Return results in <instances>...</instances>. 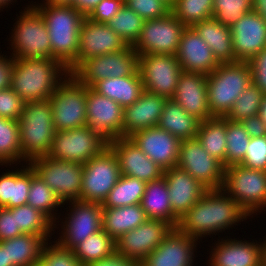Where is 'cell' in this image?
Returning <instances> with one entry per match:
<instances>
[{
  "mask_svg": "<svg viewBox=\"0 0 266 266\" xmlns=\"http://www.w3.org/2000/svg\"><path fill=\"white\" fill-rule=\"evenodd\" d=\"M138 72L145 91L172 98L182 72L176 55H138Z\"/></svg>",
  "mask_w": 266,
  "mask_h": 266,
  "instance_id": "obj_14",
  "label": "cell"
},
{
  "mask_svg": "<svg viewBox=\"0 0 266 266\" xmlns=\"http://www.w3.org/2000/svg\"><path fill=\"white\" fill-rule=\"evenodd\" d=\"M1 243L7 249L9 266H30L40 261L42 248L48 242L40 235L22 234Z\"/></svg>",
  "mask_w": 266,
  "mask_h": 266,
  "instance_id": "obj_34",
  "label": "cell"
},
{
  "mask_svg": "<svg viewBox=\"0 0 266 266\" xmlns=\"http://www.w3.org/2000/svg\"><path fill=\"white\" fill-rule=\"evenodd\" d=\"M258 115L262 122L266 125V94L263 95Z\"/></svg>",
  "mask_w": 266,
  "mask_h": 266,
  "instance_id": "obj_60",
  "label": "cell"
},
{
  "mask_svg": "<svg viewBox=\"0 0 266 266\" xmlns=\"http://www.w3.org/2000/svg\"><path fill=\"white\" fill-rule=\"evenodd\" d=\"M252 83L248 62L221 63L207 75L208 104L214 117H226L236 99Z\"/></svg>",
  "mask_w": 266,
  "mask_h": 266,
  "instance_id": "obj_5",
  "label": "cell"
},
{
  "mask_svg": "<svg viewBox=\"0 0 266 266\" xmlns=\"http://www.w3.org/2000/svg\"><path fill=\"white\" fill-rule=\"evenodd\" d=\"M73 208L67 214L69 217L62 227L63 236L58 239V244L65 249L72 250L90 235L102 230V205L100 203L71 201ZM66 226V227H65Z\"/></svg>",
  "mask_w": 266,
  "mask_h": 266,
  "instance_id": "obj_18",
  "label": "cell"
},
{
  "mask_svg": "<svg viewBox=\"0 0 266 266\" xmlns=\"http://www.w3.org/2000/svg\"><path fill=\"white\" fill-rule=\"evenodd\" d=\"M27 204L44 213L53 223L56 217L53 216L56 206L62 204L51 188L35 173L31 167V186L28 193ZM55 217V218H53ZM55 219V220H54Z\"/></svg>",
  "mask_w": 266,
  "mask_h": 266,
  "instance_id": "obj_40",
  "label": "cell"
},
{
  "mask_svg": "<svg viewBox=\"0 0 266 266\" xmlns=\"http://www.w3.org/2000/svg\"><path fill=\"white\" fill-rule=\"evenodd\" d=\"M244 167L266 171V136L251 137L244 160Z\"/></svg>",
  "mask_w": 266,
  "mask_h": 266,
  "instance_id": "obj_49",
  "label": "cell"
},
{
  "mask_svg": "<svg viewBox=\"0 0 266 266\" xmlns=\"http://www.w3.org/2000/svg\"><path fill=\"white\" fill-rule=\"evenodd\" d=\"M30 266H44L43 263L41 261L35 263V264H32Z\"/></svg>",
  "mask_w": 266,
  "mask_h": 266,
  "instance_id": "obj_64",
  "label": "cell"
},
{
  "mask_svg": "<svg viewBox=\"0 0 266 266\" xmlns=\"http://www.w3.org/2000/svg\"><path fill=\"white\" fill-rule=\"evenodd\" d=\"M172 229L173 227L165 221L147 219L115 241L116 253L141 263L162 243Z\"/></svg>",
  "mask_w": 266,
  "mask_h": 266,
  "instance_id": "obj_16",
  "label": "cell"
},
{
  "mask_svg": "<svg viewBox=\"0 0 266 266\" xmlns=\"http://www.w3.org/2000/svg\"><path fill=\"white\" fill-rule=\"evenodd\" d=\"M176 56L182 71L186 72L207 76L220 65L211 48L192 27H186L182 32Z\"/></svg>",
  "mask_w": 266,
  "mask_h": 266,
  "instance_id": "obj_25",
  "label": "cell"
},
{
  "mask_svg": "<svg viewBox=\"0 0 266 266\" xmlns=\"http://www.w3.org/2000/svg\"><path fill=\"white\" fill-rule=\"evenodd\" d=\"M138 72V53L132 46L106 55L85 59L71 74L83 85L92 87L110 77L133 76Z\"/></svg>",
  "mask_w": 266,
  "mask_h": 266,
  "instance_id": "obj_11",
  "label": "cell"
},
{
  "mask_svg": "<svg viewBox=\"0 0 266 266\" xmlns=\"http://www.w3.org/2000/svg\"><path fill=\"white\" fill-rule=\"evenodd\" d=\"M226 117H213L201 121L197 139L203 148L225 167L226 157Z\"/></svg>",
  "mask_w": 266,
  "mask_h": 266,
  "instance_id": "obj_36",
  "label": "cell"
},
{
  "mask_svg": "<svg viewBox=\"0 0 266 266\" xmlns=\"http://www.w3.org/2000/svg\"><path fill=\"white\" fill-rule=\"evenodd\" d=\"M120 176L118 159L108 147L83 165L80 200L102 204Z\"/></svg>",
  "mask_w": 266,
  "mask_h": 266,
  "instance_id": "obj_12",
  "label": "cell"
},
{
  "mask_svg": "<svg viewBox=\"0 0 266 266\" xmlns=\"http://www.w3.org/2000/svg\"><path fill=\"white\" fill-rule=\"evenodd\" d=\"M252 9L253 0H213L212 17L230 27Z\"/></svg>",
  "mask_w": 266,
  "mask_h": 266,
  "instance_id": "obj_46",
  "label": "cell"
},
{
  "mask_svg": "<svg viewBox=\"0 0 266 266\" xmlns=\"http://www.w3.org/2000/svg\"><path fill=\"white\" fill-rule=\"evenodd\" d=\"M109 142L87 126L56 131L47 157L85 164L100 155Z\"/></svg>",
  "mask_w": 266,
  "mask_h": 266,
  "instance_id": "obj_9",
  "label": "cell"
},
{
  "mask_svg": "<svg viewBox=\"0 0 266 266\" xmlns=\"http://www.w3.org/2000/svg\"><path fill=\"white\" fill-rule=\"evenodd\" d=\"M24 101L11 87L0 90V117L19 120L24 107Z\"/></svg>",
  "mask_w": 266,
  "mask_h": 266,
  "instance_id": "obj_50",
  "label": "cell"
},
{
  "mask_svg": "<svg viewBox=\"0 0 266 266\" xmlns=\"http://www.w3.org/2000/svg\"><path fill=\"white\" fill-rule=\"evenodd\" d=\"M43 17L51 42L52 56L70 71L76 69L79 31L84 16L72 5H32ZM44 6V7H43Z\"/></svg>",
  "mask_w": 266,
  "mask_h": 266,
  "instance_id": "obj_3",
  "label": "cell"
},
{
  "mask_svg": "<svg viewBox=\"0 0 266 266\" xmlns=\"http://www.w3.org/2000/svg\"><path fill=\"white\" fill-rule=\"evenodd\" d=\"M18 122L22 160L46 157L56 132L50 100L24 103Z\"/></svg>",
  "mask_w": 266,
  "mask_h": 266,
  "instance_id": "obj_4",
  "label": "cell"
},
{
  "mask_svg": "<svg viewBox=\"0 0 266 266\" xmlns=\"http://www.w3.org/2000/svg\"><path fill=\"white\" fill-rule=\"evenodd\" d=\"M148 218L140 204L102 208V230L114 241L125 233L137 228Z\"/></svg>",
  "mask_w": 266,
  "mask_h": 266,
  "instance_id": "obj_31",
  "label": "cell"
},
{
  "mask_svg": "<svg viewBox=\"0 0 266 266\" xmlns=\"http://www.w3.org/2000/svg\"><path fill=\"white\" fill-rule=\"evenodd\" d=\"M163 176L167 182L173 213L179 219L207 191L196 179L177 166L165 169Z\"/></svg>",
  "mask_w": 266,
  "mask_h": 266,
  "instance_id": "obj_27",
  "label": "cell"
},
{
  "mask_svg": "<svg viewBox=\"0 0 266 266\" xmlns=\"http://www.w3.org/2000/svg\"><path fill=\"white\" fill-rule=\"evenodd\" d=\"M167 99L144 90L132 105L124 108L123 138L158 126Z\"/></svg>",
  "mask_w": 266,
  "mask_h": 266,
  "instance_id": "obj_26",
  "label": "cell"
},
{
  "mask_svg": "<svg viewBox=\"0 0 266 266\" xmlns=\"http://www.w3.org/2000/svg\"><path fill=\"white\" fill-rule=\"evenodd\" d=\"M165 1L168 2L170 5H172L175 0H165Z\"/></svg>",
  "mask_w": 266,
  "mask_h": 266,
  "instance_id": "obj_65",
  "label": "cell"
},
{
  "mask_svg": "<svg viewBox=\"0 0 266 266\" xmlns=\"http://www.w3.org/2000/svg\"><path fill=\"white\" fill-rule=\"evenodd\" d=\"M19 17L10 40L13 57L55 59L52 56L51 42L42 15L33 6H28Z\"/></svg>",
  "mask_w": 266,
  "mask_h": 266,
  "instance_id": "obj_8",
  "label": "cell"
},
{
  "mask_svg": "<svg viewBox=\"0 0 266 266\" xmlns=\"http://www.w3.org/2000/svg\"><path fill=\"white\" fill-rule=\"evenodd\" d=\"M140 205L148 219L162 220L177 227L179 218L173 213L164 176L146 184Z\"/></svg>",
  "mask_w": 266,
  "mask_h": 266,
  "instance_id": "obj_30",
  "label": "cell"
},
{
  "mask_svg": "<svg viewBox=\"0 0 266 266\" xmlns=\"http://www.w3.org/2000/svg\"><path fill=\"white\" fill-rule=\"evenodd\" d=\"M252 83L266 94V47L248 61Z\"/></svg>",
  "mask_w": 266,
  "mask_h": 266,
  "instance_id": "obj_52",
  "label": "cell"
},
{
  "mask_svg": "<svg viewBox=\"0 0 266 266\" xmlns=\"http://www.w3.org/2000/svg\"><path fill=\"white\" fill-rule=\"evenodd\" d=\"M146 184V182L137 178L121 174L119 180L101 204L102 208H116L140 204Z\"/></svg>",
  "mask_w": 266,
  "mask_h": 266,
  "instance_id": "obj_38",
  "label": "cell"
},
{
  "mask_svg": "<svg viewBox=\"0 0 266 266\" xmlns=\"http://www.w3.org/2000/svg\"><path fill=\"white\" fill-rule=\"evenodd\" d=\"M212 250L211 266H261L262 245L255 242L227 239Z\"/></svg>",
  "mask_w": 266,
  "mask_h": 266,
  "instance_id": "obj_28",
  "label": "cell"
},
{
  "mask_svg": "<svg viewBox=\"0 0 266 266\" xmlns=\"http://www.w3.org/2000/svg\"><path fill=\"white\" fill-rule=\"evenodd\" d=\"M87 266H141L137 261L129 260L114 253L112 256L104 258L102 260L92 262Z\"/></svg>",
  "mask_w": 266,
  "mask_h": 266,
  "instance_id": "obj_56",
  "label": "cell"
},
{
  "mask_svg": "<svg viewBox=\"0 0 266 266\" xmlns=\"http://www.w3.org/2000/svg\"><path fill=\"white\" fill-rule=\"evenodd\" d=\"M185 28L186 26L172 13L164 17L146 20L140 37L132 47L138 55H176Z\"/></svg>",
  "mask_w": 266,
  "mask_h": 266,
  "instance_id": "obj_15",
  "label": "cell"
},
{
  "mask_svg": "<svg viewBox=\"0 0 266 266\" xmlns=\"http://www.w3.org/2000/svg\"><path fill=\"white\" fill-rule=\"evenodd\" d=\"M31 186V166L0 176V207L14 208L27 204Z\"/></svg>",
  "mask_w": 266,
  "mask_h": 266,
  "instance_id": "obj_35",
  "label": "cell"
},
{
  "mask_svg": "<svg viewBox=\"0 0 266 266\" xmlns=\"http://www.w3.org/2000/svg\"><path fill=\"white\" fill-rule=\"evenodd\" d=\"M250 137L266 136V125L259 115L248 117L240 122Z\"/></svg>",
  "mask_w": 266,
  "mask_h": 266,
  "instance_id": "obj_54",
  "label": "cell"
},
{
  "mask_svg": "<svg viewBox=\"0 0 266 266\" xmlns=\"http://www.w3.org/2000/svg\"><path fill=\"white\" fill-rule=\"evenodd\" d=\"M22 234L16 229V214H12V208L0 207V242Z\"/></svg>",
  "mask_w": 266,
  "mask_h": 266,
  "instance_id": "obj_53",
  "label": "cell"
},
{
  "mask_svg": "<svg viewBox=\"0 0 266 266\" xmlns=\"http://www.w3.org/2000/svg\"><path fill=\"white\" fill-rule=\"evenodd\" d=\"M13 0H0V8H3L5 5H8Z\"/></svg>",
  "mask_w": 266,
  "mask_h": 266,
  "instance_id": "obj_63",
  "label": "cell"
},
{
  "mask_svg": "<svg viewBox=\"0 0 266 266\" xmlns=\"http://www.w3.org/2000/svg\"><path fill=\"white\" fill-rule=\"evenodd\" d=\"M35 173L51 188L58 199L80 200L83 164L41 157L28 163Z\"/></svg>",
  "mask_w": 266,
  "mask_h": 266,
  "instance_id": "obj_10",
  "label": "cell"
},
{
  "mask_svg": "<svg viewBox=\"0 0 266 266\" xmlns=\"http://www.w3.org/2000/svg\"><path fill=\"white\" fill-rule=\"evenodd\" d=\"M263 95V91L251 83L236 99L226 118L233 122H241L248 117L258 115Z\"/></svg>",
  "mask_w": 266,
  "mask_h": 266,
  "instance_id": "obj_45",
  "label": "cell"
},
{
  "mask_svg": "<svg viewBox=\"0 0 266 266\" xmlns=\"http://www.w3.org/2000/svg\"><path fill=\"white\" fill-rule=\"evenodd\" d=\"M0 266H9L7 249H5V247L1 242H0Z\"/></svg>",
  "mask_w": 266,
  "mask_h": 266,
  "instance_id": "obj_59",
  "label": "cell"
},
{
  "mask_svg": "<svg viewBox=\"0 0 266 266\" xmlns=\"http://www.w3.org/2000/svg\"><path fill=\"white\" fill-rule=\"evenodd\" d=\"M86 126L108 142L123 138L124 108L114 100L87 87Z\"/></svg>",
  "mask_w": 266,
  "mask_h": 266,
  "instance_id": "obj_17",
  "label": "cell"
},
{
  "mask_svg": "<svg viewBox=\"0 0 266 266\" xmlns=\"http://www.w3.org/2000/svg\"><path fill=\"white\" fill-rule=\"evenodd\" d=\"M230 30L237 62H248L266 47V23L256 12L246 13Z\"/></svg>",
  "mask_w": 266,
  "mask_h": 266,
  "instance_id": "obj_21",
  "label": "cell"
},
{
  "mask_svg": "<svg viewBox=\"0 0 266 266\" xmlns=\"http://www.w3.org/2000/svg\"><path fill=\"white\" fill-rule=\"evenodd\" d=\"M126 42L107 23L84 17L79 31V48L76 68L88 58L106 55L126 49Z\"/></svg>",
  "mask_w": 266,
  "mask_h": 266,
  "instance_id": "obj_19",
  "label": "cell"
},
{
  "mask_svg": "<svg viewBox=\"0 0 266 266\" xmlns=\"http://www.w3.org/2000/svg\"><path fill=\"white\" fill-rule=\"evenodd\" d=\"M196 241L198 240L173 228L162 243L140 264L141 266H192Z\"/></svg>",
  "mask_w": 266,
  "mask_h": 266,
  "instance_id": "obj_24",
  "label": "cell"
},
{
  "mask_svg": "<svg viewBox=\"0 0 266 266\" xmlns=\"http://www.w3.org/2000/svg\"><path fill=\"white\" fill-rule=\"evenodd\" d=\"M250 138L240 122H233L226 118L225 167L240 164L244 160Z\"/></svg>",
  "mask_w": 266,
  "mask_h": 266,
  "instance_id": "obj_44",
  "label": "cell"
},
{
  "mask_svg": "<svg viewBox=\"0 0 266 266\" xmlns=\"http://www.w3.org/2000/svg\"><path fill=\"white\" fill-rule=\"evenodd\" d=\"M145 20L127 5L107 25L118 34L128 46H133L140 37Z\"/></svg>",
  "mask_w": 266,
  "mask_h": 266,
  "instance_id": "obj_41",
  "label": "cell"
},
{
  "mask_svg": "<svg viewBox=\"0 0 266 266\" xmlns=\"http://www.w3.org/2000/svg\"><path fill=\"white\" fill-rule=\"evenodd\" d=\"M91 88L123 108L132 105L144 91L139 72L133 76L110 77L96 82Z\"/></svg>",
  "mask_w": 266,
  "mask_h": 266,
  "instance_id": "obj_32",
  "label": "cell"
},
{
  "mask_svg": "<svg viewBox=\"0 0 266 266\" xmlns=\"http://www.w3.org/2000/svg\"><path fill=\"white\" fill-rule=\"evenodd\" d=\"M130 139L164 170L176 167L181 140L158 126L139 131Z\"/></svg>",
  "mask_w": 266,
  "mask_h": 266,
  "instance_id": "obj_22",
  "label": "cell"
},
{
  "mask_svg": "<svg viewBox=\"0 0 266 266\" xmlns=\"http://www.w3.org/2000/svg\"><path fill=\"white\" fill-rule=\"evenodd\" d=\"M221 189L250 216L266 206V171L241 164L227 166Z\"/></svg>",
  "mask_w": 266,
  "mask_h": 266,
  "instance_id": "obj_6",
  "label": "cell"
},
{
  "mask_svg": "<svg viewBox=\"0 0 266 266\" xmlns=\"http://www.w3.org/2000/svg\"><path fill=\"white\" fill-rule=\"evenodd\" d=\"M192 28L211 48L214 57L220 64L237 62L230 27L222 25L214 17H211L196 23Z\"/></svg>",
  "mask_w": 266,
  "mask_h": 266,
  "instance_id": "obj_29",
  "label": "cell"
},
{
  "mask_svg": "<svg viewBox=\"0 0 266 266\" xmlns=\"http://www.w3.org/2000/svg\"><path fill=\"white\" fill-rule=\"evenodd\" d=\"M124 4L145 21L164 17L171 13V5L165 0H124Z\"/></svg>",
  "mask_w": 266,
  "mask_h": 266,
  "instance_id": "obj_47",
  "label": "cell"
},
{
  "mask_svg": "<svg viewBox=\"0 0 266 266\" xmlns=\"http://www.w3.org/2000/svg\"><path fill=\"white\" fill-rule=\"evenodd\" d=\"M123 5L124 0H101L87 18L95 22L107 23L118 14Z\"/></svg>",
  "mask_w": 266,
  "mask_h": 266,
  "instance_id": "obj_51",
  "label": "cell"
},
{
  "mask_svg": "<svg viewBox=\"0 0 266 266\" xmlns=\"http://www.w3.org/2000/svg\"><path fill=\"white\" fill-rule=\"evenodd\" d=\"M22 161L19 141V122L0 117V163L13 164Z\"/></svg>",
  "mask_w": 266,
  "mask_h": 266,
  "instance_id": "obj_43",
  "label": "cell"
},
{
  "mask_svg": "<svg viewBox=\"0 0 266 266\" xmlns=\"http://www.w3.org/2000/svg\"><path fill=\"white\" fill-rule=\"evenodd\" d=\"M253 12H256L266 23V0H253Z\"/></svg>",
  "mask_w": 266,
  "mask_h": 266,
  "instance_id": "obj_58",
  "label": "cell"
},
{
  "mask_svg": "<svg viewBox=\"0 0 266 266\" xmlns=\"http://www.w3.org/2000/svg\"><path fill=\"white\" fill-rule=\"evenodd\" d=\"M200 123L201 120L188 114L170 98L165 102L158 127L183 140L196 138Z\"/></svg>",
  "mask_w": 266,
  "mask_h": 266,
  "instance_id": "obj_33",
  "label": "cell"
},
{
  "mask_svg": "<svg viewBox=\"0 0 266 266\" xmlns=\"http://www.w3.org/2000/svg\"><path fill=\"white\" fill-rule=\"evenodd\" d=\"M47 4H65L70 5L74 0H45Z\"/></svg>",
  "mask_w": 266,
  "mask_h": 266,
  "instance_id": "obj_61",
  "label": "cell"
},
{
  "mask_svg": "<svg viewBox=\"0 0 266 266\" xmlns=\"http://www.w3.org/2000/svg\"><path fill=\"white\" fill-rule=\"evenodd\" d=\"M115 153L120 173L148 183L160 179L164 169L152 161L130 138H116L109 142Z\"/></svg>",
  "mask_w": 266,
  "mask_h": 266,
  "instance_id": "obj_20",
  "label": "cell"
},
{
  "mask_svg": "<svg viewBox=\"0 0 266 266\" xmlns=\"http://www.w3.org/2000/svg\"><path fill=\"white\" fill-rule=\"evenodd\" d=\"M100 1L101 0H74L70 5L75 7L84 17H87Z\"/></svg>",
  "mask_w": 266,
  "mask_h": 266,
  "instance_id": "obj_57",
  "label": "cell"
},
{
  "mask_svg": "<svg viewBox=\"0 0 266 266\" xmlns=\"http://www.w3.org/2000/svg\"><path fill=\"white\" fill-rule=\"evenodd\" d=\"M172 99L201 121L213 118L208 104L207 76L182 71Z\"/></svg>",
  "mask_w": 266,
  "mask_h": 266,
  "instance_id": "obj_23",
  "label": "cell"
},
{
  "mask_svg": "<svg viewBox=\"0 0 266 266\" xmlns=\"http://www.w3.org/2000/svg\"><path fill=\"white\" fill-rule=\"evenodd\" d=\"M81 266L102 260L116 253L115 241L103 230L90 235L72 249Z\"/></svg>",
  "mask_w": 266,
  "mask_h": 266,
  "instance_id": "obj_37",
  "label": "cell"
},
{
  "mask_svg": "<svg viewBox=\"0 0 266 266\" xmlns=\"http://www.w3.org/2000/svg\"><path fill=\"white\" fill-rule=\"evenodd\" d=\"M64 77V81L49 98L56 131L83 127L87 122V86L72 74Z\"/></svg>",
  "mask_w": 266,
  "mask_h": 266,
  "instance_id": "obj_7",
  "label": "cell"
},
{
  "mask_svg": "<svg viewBox=\"0 0 266 266\" xmlns=\"http://www.w3.org/2000/svg\"><path fill=\"white\" fill-rule=\"evenodd\" d=\"M12 214H16V229L24 234L40 235L46 241L49 239L54 223L44 213L25 204L12 208Z\"/></svg>",
  "mask_w": 266,
  "mask_h": 266,
  "instance_id": "obj_39",
  "label": "cell"
},
{
  "mask_svg": "<svg viewBox=\"0 0 266 266\" xmlns=\"http://www.w3.org/2000/svg\"><path fill=\"white\" fill-rule=\"evenodd\" d=\"M226 195V196H225ZM249 216L222 189L207 190L180 219L177 229L192 238L221 232ZM223 229V230H222ZM213 232V233H212Z\"/></svg>",
  "mask_w": 266,
  "mask_h": 266,
  "instance_id": "obj_1",
  "label": "cell"
},
{
  "mask_svg": "<svg viewBox=\"0 0 266 266\" xmlns=\"http://www.w3.org/2000/svg\"><path fill=\"white\" fill-rule=\"evenodd\" d=\"M177 167L185 170L207 190L222 188L225 167L196 138L180 142Z\"/></svg>",
  "mask_w": 266,
  "mask_h": 266,
  "instance_id": "obj_13",
  "label": "cell"
},
{
  "mask_svg": "<svg viewBox=\"0 0 266 266\" xmlns=\"http://www.w3.org/2000/svg\"><path fill=\"white\" fill-rule=\"evenodd\" d=\"M171 13L186 27H192L212 17L213 0H175Z\"/></svg>",
  "mask_w": 266,
  "mask_h": 266,
  "instance_id": "obj_42",
  "label": "cell"
},
{
  "mask_svg": "<svg viewBox=\"0 0 266 266\" xmlns=\"http://www.w3.org/2000/svg\"><path fill=\"white\" fill-rule=\"evenodd\" d=\"M0 55V90L7 89L11 86V75L14 65V57L5 58Z\"/></svg>",
  "mask_w": 266,
  "mask_h": 266,
  "instance_id": "obj_55",
  "label": "cell"
},
{
  "mask_svg": "<svg viewBox=\"0 0 266 266\" xmlns=\"http://www.w3.org/2000/svg\"><path fill=\"white\" fill-rule=\"evenodd\" d=\"M55 243L51 246L46 243L42 248L40 261L44 266H81L72 250Z\"/></svg>",
  "mask_w": 266,
  "mask_h": 266,
  "instance_id": "obj_48",
  "label": "cell"
},
{
  "mask_svg": "<svg viewBox=\"0 0 266 266\" xmlns=\"http://www.w3.org/2000/svg\"><path fill=\"white\" fill-rule=\"evenodd\" d=\"M262 261L261 266H266V241L262 244Z\"/></svg>",
  "mask_w": 266,
  "mask_h": 266,
  "instance_id": "obj_62",
  "label": "cell"
},
{
  "mask_svg": "<svg viewBox=\"0 0 266 266\" xmlns=\"http://www.w3.org/2000/svg\"><path fill=\"white\" fill-rule=\"evenodd\" d=\"M69 74V69L57 59L14 58L10 87L25 103L48 100L63 82L61 77Z\"/></svg>",
  "mask_w": 266,
  "mask_h": 266,
  "instance_id": "obj_2",
  "label": "cell"
}]
</instances>
